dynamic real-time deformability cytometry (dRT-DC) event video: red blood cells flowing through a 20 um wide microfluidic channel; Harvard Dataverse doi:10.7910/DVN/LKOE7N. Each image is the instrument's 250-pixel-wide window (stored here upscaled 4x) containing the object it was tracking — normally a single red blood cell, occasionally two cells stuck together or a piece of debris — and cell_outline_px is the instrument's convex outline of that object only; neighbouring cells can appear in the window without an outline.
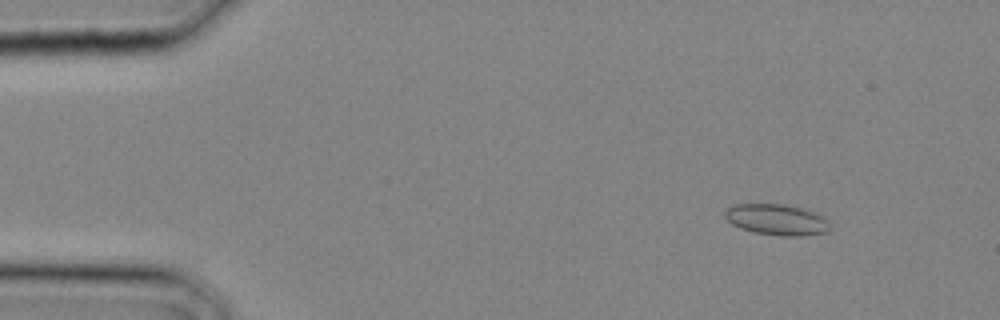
{"species": "common noctule bat (a hibernating species)", "species_latin": "Nyctalus noctula", "temperature_condition": "cold", "stored_images_in_passage": 2, "camera_frame_rate_fps": 3000, "um_per_image_px": 0.085, "animal": {"sex": "male", "body_mass_g": 20.4}, "frame": {"image": 1, "passage_image": 1, "time_ms": 0.0, "image_size_px": [1000, 320], "cell_outline_px": [[828, 228], [824, 232], [804, 236], [780, 236], [756, 232], [740, 228], [732, 224], [724, 216], [724, 212], [728, 208], [736, 204], [784, 204], [804, 208], [824, 216], [828, 220]], "centroid_in_image_um": [66.02, 18.66], "position_along_channel_um": 19.0, "area_um2": 18.9}}